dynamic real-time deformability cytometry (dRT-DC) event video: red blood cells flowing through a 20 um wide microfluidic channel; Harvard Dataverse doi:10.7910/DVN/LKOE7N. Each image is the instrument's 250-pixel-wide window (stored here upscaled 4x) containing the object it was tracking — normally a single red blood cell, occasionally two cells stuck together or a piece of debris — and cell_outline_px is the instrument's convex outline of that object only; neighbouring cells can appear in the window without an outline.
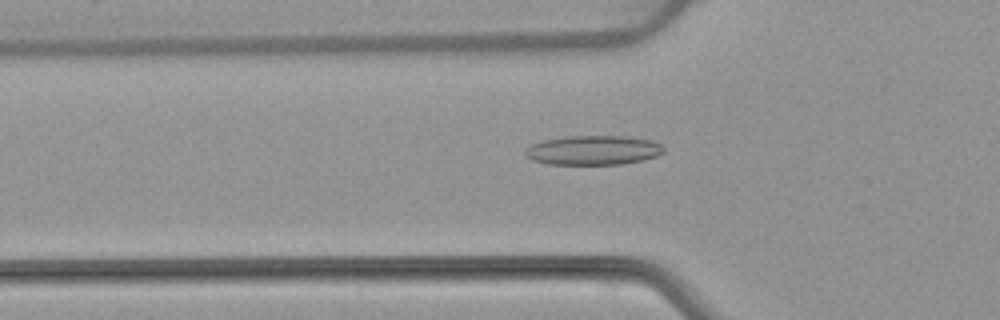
{"species": "common noctule bat (a hibernating species)", "species_latin": "Nyctalus noctula", "temperature_condition": "warm", "stored_images_in_passage": 53, "camera_frame_rate_fps": 3000, "um_per_image_px": 0.085, "animal": {"sex": "female", "body_mass_g": 22.7, "forearm_length_mm": 54.2}, "frame": {"image": 1, "passage_image": 18, "time_ms": 5.667, "image_size_px": [1000, 320], "cell_outline_px": [[664, 152], [656, 156], [644, 160], [620, 164], [548, 164], [532, 160], [524, 156], [524, 152], [532, 144], [544, 140], [572, 136], [628, 136], [652, 140], [660, 144], [664, 148]], "centroid_in_image_um": [50.44, 12.77], "position_along_channel_um": 75.4, "area_um2": 23.7}}
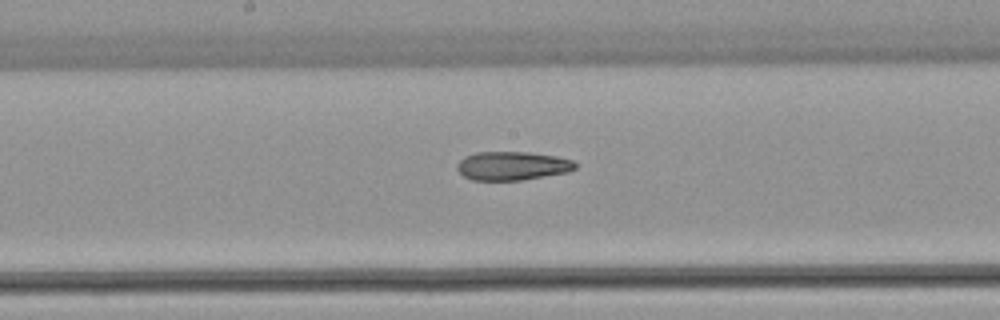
{"frame": {"image": 2, "passage_image": 28, "time_ms": 9.0, "image_size_px": [1000, 320], "cell_outline_px": [[576, 168], [568, 172], [520, 180], [472, 180], [464, 176], [456, 168], [456, 164], [464, 156], [476, 152], [528, 152], [556, 156], [572, 160], [576, 164]], "centroid_in_image_um": [43.52, 14.09], "position_along_channel_um": 204.7, "area_um2": 19.71}}
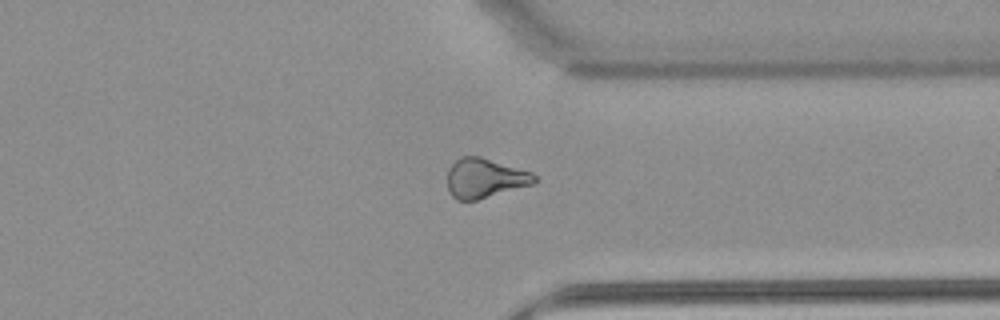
{"frame": {"image": 3, "passage_image": 41, "time_ms": 13.333, "image_size_px": [1000, 320], "cell_outline_px": [[536, 184], [476, 200], [456, 200], [452, 196], [448, 188], [448, 168], [460, 156], [480, 156], [532, 172], [536, 176]], "centroid_in_image_um": [41.23, 15.14], "position_along_channel_um": 370.2, "area_um2": 20.17}, "authors_computed_cell_mechanics": {"area_um2": 21.386, "velocity_mm_per_s": 3.8528, "shape_relaxation_time_tau1_ms": null, "shape_relaxation_time_tau2_ms": 7.3545, "deformation_change_tau1": null, "deformation_change_tau2": 0.1914}}